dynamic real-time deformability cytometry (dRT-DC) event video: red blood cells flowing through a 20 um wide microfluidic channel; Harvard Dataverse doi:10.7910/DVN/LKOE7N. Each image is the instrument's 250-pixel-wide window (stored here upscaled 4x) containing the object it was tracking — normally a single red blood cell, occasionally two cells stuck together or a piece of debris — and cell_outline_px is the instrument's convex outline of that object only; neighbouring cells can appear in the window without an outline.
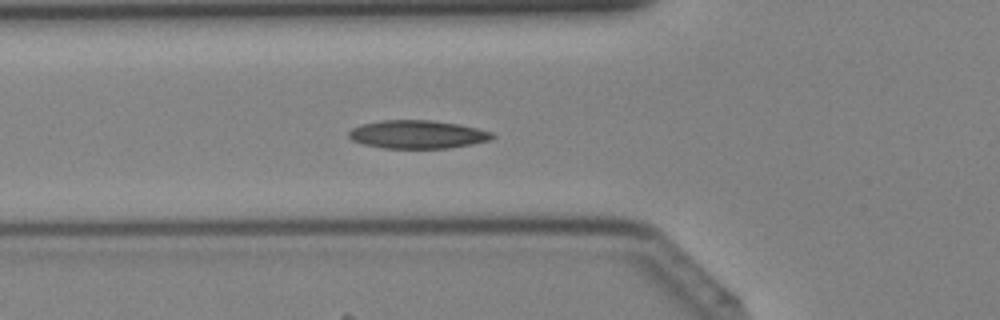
{"species": "Egyptian fruit bat (a non-hibernating species)", "species_latin": "Rousettus aegyptiacus", "temperature_condition": "cold", "stored_images_in_passage": 42, "camera_frame_rate_fps": 3000, "um_per_image_px": 0.085, "animal": {"sex": "female"}, "frame": {"image": 1, "passage_image": 15, "time_ms": 4.667, "image_size_px": [1000, 320], "cell_outline_px": [[496, 136], [488, 140], [472, 144], [448, 148], [384, 148], [364, 144], [352, 140], [348, 136], [348, 132], [352, 128], [360, 124], [380, 120], [432, 120], [460, 124], [492, 132]], "centroid_in_image_um": [35.47, 11.41], "position_along_channel_um": 90.3, "area_um2": 23.64}}
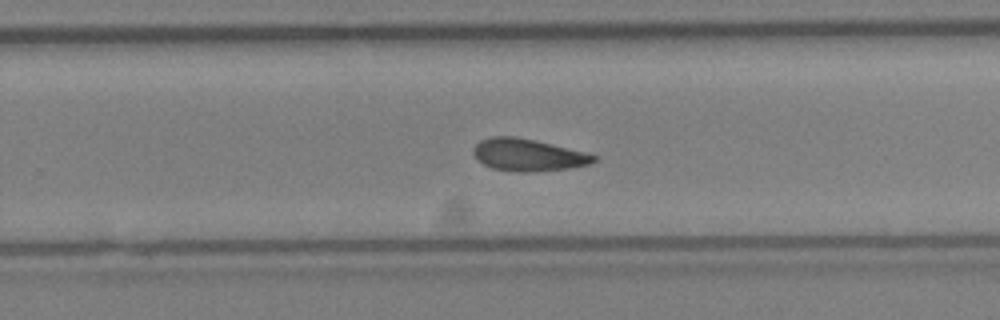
{"frame": {"image": 2, "passage_image": 27, "time_ms": 8.667, "image_size_px": [1000, 320], "cell_outline_px": [[596, 160], [588, 164], [568, 168], [524, 172], [520, 172], [492, 168], [484, 164], [472, 152], [472, 148], [480, 140], [492, 136], [516, 136], [584, 152], [596, 156]], "centroid_in_image_um": [44.83, 13.16], "position_along_channel_um": 285.0, "area_um2": 22.08}}
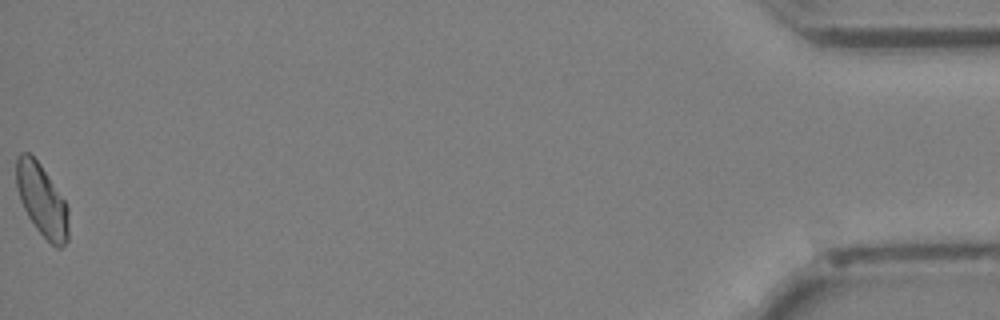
{"frame": {"image": 3, "passage_image": 42, "time_ms": 13.667, "image_size_px": [1000, 320], "cell_outline_px": [[68, 240], [60, 248], [56, 248], [36, 228], [28, 216], [20, 200], [16, 188], [16, 156], [20, 152], [28, 152], [40, 164], [64, 200], [68, 208]], "centroid_in_image_um": [3.54, 17.01], "position_along_channel_um": 431.7, "area_um2": 21.73}}